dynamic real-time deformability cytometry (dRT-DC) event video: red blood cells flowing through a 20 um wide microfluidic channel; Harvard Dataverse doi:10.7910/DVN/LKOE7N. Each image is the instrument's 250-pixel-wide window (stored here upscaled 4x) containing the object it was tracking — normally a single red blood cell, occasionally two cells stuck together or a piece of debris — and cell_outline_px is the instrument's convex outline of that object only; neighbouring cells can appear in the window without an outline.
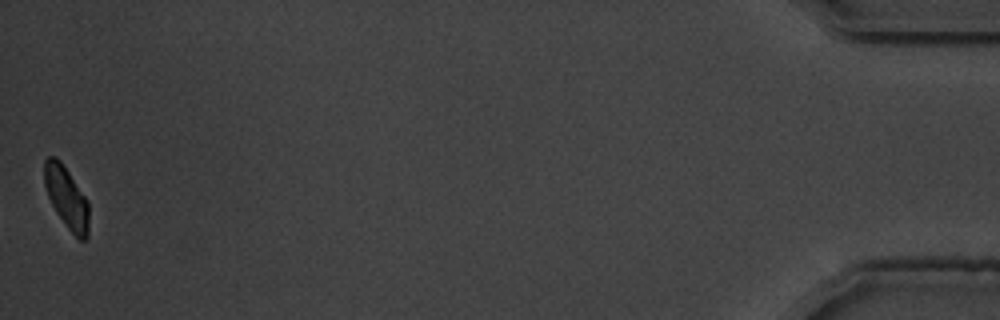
{"species": "common noctule bat (a hibernating species)", "species_latin": "Nyctalus noctula", "temperature_condition": "warm", "stored_images_in_passage": 41, "camera_frame_rate_fps": 3000, "um_per_image_px": 0.085, "animal": {"sex": "male", "body_mass_g": 19.5, "forearm_length_mm": 54.6}, "frame": {"image": 1, "passage_image": 41, "time_ms": 13.333, "image_size_px": [1000, 320], "cell_outline_px": [[88, 236], [84, 240], [80, 240], [68, 228], [56, 212], [48, 196], [44, 184], [44, 160], [48, 156], [56, 156], [60, 160], [88, 200]], "centroid_in_image_um": [5.65, 16.76], "position_along_channel_um": 429.6, "area_um2": 15.9}, "authors_computed_cell_mechanics": {"area_um2": 17.34, "velocity_mm_per_s": 3.5766, "shape_relaxation_time_tau1_ms": 2.5503, "shape_relaxation_time_tau2_ms": 1.9789, "deformation_change_tau1": 0.1171, "deformation_change_tau2": 0.065}}